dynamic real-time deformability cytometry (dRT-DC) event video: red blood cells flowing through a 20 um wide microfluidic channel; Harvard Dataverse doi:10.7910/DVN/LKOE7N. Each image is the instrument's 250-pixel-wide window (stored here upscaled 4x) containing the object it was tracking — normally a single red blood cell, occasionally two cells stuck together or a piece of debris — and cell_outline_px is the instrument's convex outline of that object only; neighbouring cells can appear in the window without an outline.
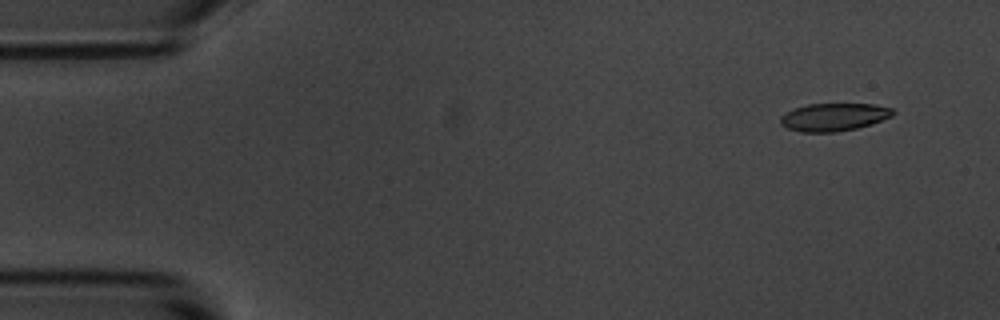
{"species": "common noctule bat (a hibernating species)", "species_latin": "Nyctalus noctula", "temperature_condition": "room temperature", "stored_images_in_passage": 5, "camera_frame_rate_fps": 3000, "um_per_image_px": 0.085, "animal": {"sex": "male", "body_mass_g": 20.1, "forearm_length_mm": 53.5}, "frame": {"image": 1, "passage_image": 2, "time_ms": 1.0, "image_size_px": [1000, 320], "cell_outline_px": [[896, 112], [892, 116], [872, 124], [856, 128], [836, 132], [800, 132], [788, 128], [780, 124], [780, 116], [784, 112], [808, 104], [872, 104], [892, 108]], "centroid_in_image_um": [70.87, 9.95], "position_along_channel_um": 14.1, "area_um2": 18.26}}
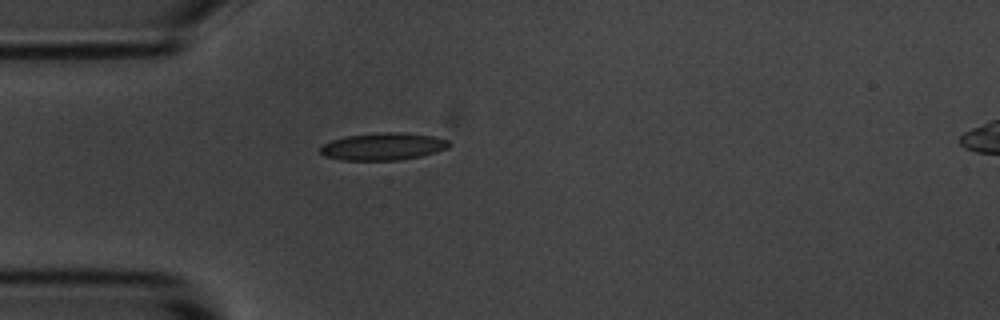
{"frame": {"image": 2, "passage_image": 5, "time_ms": 4.667, "image_size_px": [1000, 320], "cell_outline_px": [[452, 144], [448, 148], [436, 152], [420, 156], [400, 160], [340, 160], [324, 156], [320, 152], [320, 148], [324, 144], [332, 140], [348, 136], [384, 132], [400, 132], [432, 136], [448, 140]], "centroid_in_image_um": [32.58, 12.46], "position_along_channel_um": 52.4, "area_um2": 20.4}}